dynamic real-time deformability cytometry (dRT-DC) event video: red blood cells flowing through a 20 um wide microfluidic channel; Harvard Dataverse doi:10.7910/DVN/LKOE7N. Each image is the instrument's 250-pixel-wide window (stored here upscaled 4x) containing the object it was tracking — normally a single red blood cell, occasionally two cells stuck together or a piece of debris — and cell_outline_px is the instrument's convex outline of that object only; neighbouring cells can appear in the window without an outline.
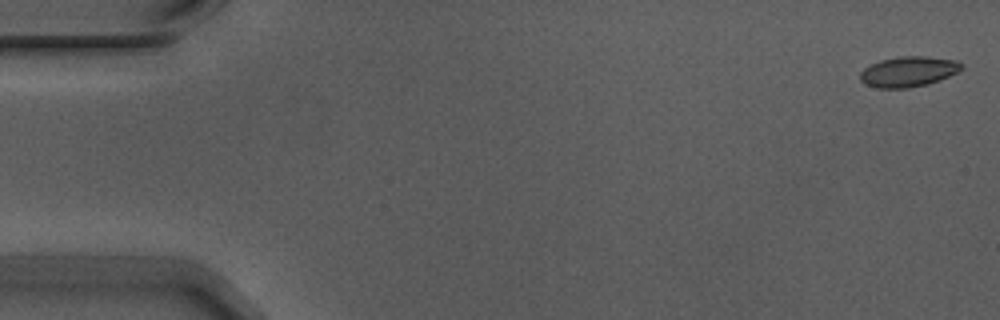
{"species": "Egyptian fruit bat (a non-hibernating species)", "species_latin": "Rousettus aegyptiacus", "temperature_condition": "warm", "stored_images_in_passage": 55, "camera_frame_rate_fps": 3000, "um_per_image_px": 0.085, "animal": {"sex": "male"}, "frame": {"image": 1, "passage_image": 1, "time_ms": 0.0, "image_size_px": [1000, 320], "cell_outline_px": [[964, 68], [960, 72], [928, 84], [908, 88], [880, 88], [864, 84], [860, 80], [860, 72], [864, 68], [880, 60], [900, 56], [924, 56], [956, 60], [964, 64]], "centroid_in_image_um": [77.25, 6.08], "position_along_channel_um": 7.8, "area_um2": 18.09}}
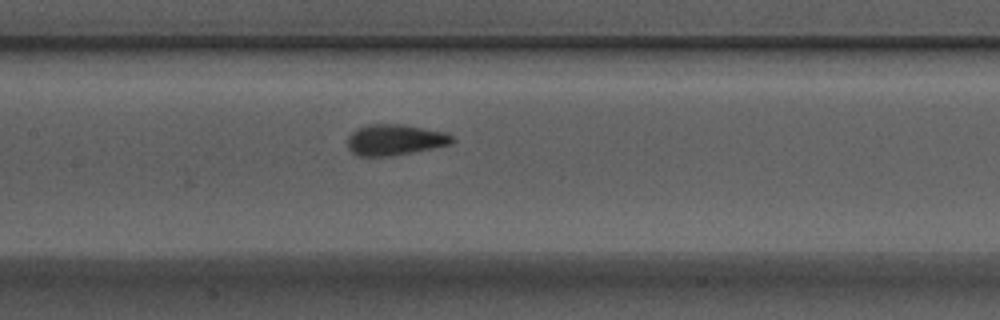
{"frame": {"image": 2, "passage_image": 26, "time_ms": 8.333, "image_size_px": [1000, 320], "cell_outline_px": [[456, 140], [452, 144], [392, 156], [360, 156], [352, 152], [348, 148], [348, 136], [356, 128], [368, 124], [400, 124], [444, 132], [452, 136]], "centroid_in_image_um": [33.55, 11.88], "position_along_channel_um": 173.8, "area_um2": 18.79}}
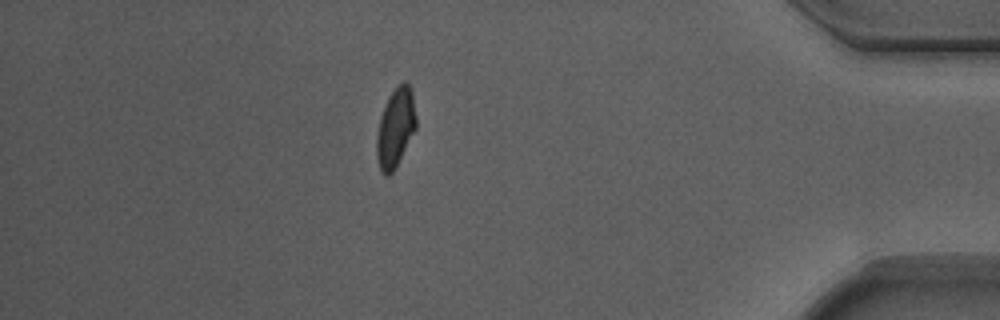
{"frame": {"image": 3, "passage_image": 48, "time_ms": 15.667, "image_size_px": [1000, 320], "cell_outline_px": [[416, 128], [392, 172], [388, 176], [384, 176], [380, 172], [376, 156], [376, 136], [380, 116], [392, 92], [404, 80], [408, 84], [412, 92], [416, 116]], "centroid_in_image_um": [33.6, 10.89], "position_along_channel_um": 401.6, "area_um2": 17.86}, "authors_computed_cell_mechanics": {"area_um2": 18.1492, "velocity_mm_per_s": 3.7247, "shape_relaxation_time_tau1_ms": 4.5541, "shape_relaxation_time_tau2_ms": 0.9186, "deformation_change_tau1": 0.1617, "deformation_change_tau2": 0.0691}}